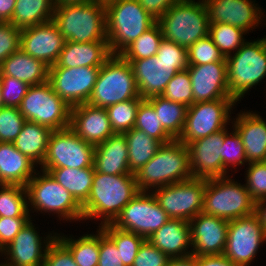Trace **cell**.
I'll list each match as a JSON object with an SVG mask.
<instances>
[{
	"label": "cell",
	"mask_w": 266,
	"mask_h": 266,
	"mask_svg": "<svg viewBox=\"0 0 266 266\" xmlns=\"http://www.w3.org/2000/svg\"><path fill=\"white\" fill-rule=\"evenodd\" d=\"M168 220V214L161 208L152 192H139L111 224L147 239Z\"/></svg>",
	"instance_id": "cell-15"
},
{
	"label": "cell",
	"mask_w": 266,
	"mask_h": 266,
	"mask_svg": "<svg viewBox=\"0 0 266 266\" xmlns=\"http://www.w3.org/2000/svg\"><path fill=\"white\" fill-rule=\"evenodd\" d=\"M98 266H124L115 243L100 227Z\"/></svg>",
	"instance_id": "cell-52"
},
{
	"label": "cell",
	"mask_w": 266,
	"mask_h": 266,
	"mask_svg": "<svg viewBox=\"0 0 266 266\" xmlns=\"http://www.w3.org/2000/svg\"><path fill=\"white\" fill-rule=\"evenodd\" d=\"M3 185H5V184L0 179V187L3 186Z\"/></svg>",
	"instance_id": "cell-62"
},
{
	"label": "cell",
	"mask_w": 266,
	"mask_h": 266,
	"mask_svg": "<svg viewBox=\"0 0 266 266\" xmlns=\"http://www.w3.org/2000/svg\"><path fill=\"white\" fill-rule=\"evenodd\" d=\"M225 128V138L222 148L221 160L224 169L229 173L231 168L248 164L245 157V149L241 137L233 128ZM230 132V133H229ZM231 167V168H229ZM229 168V169H228Z\"/></svg>",
	"instance_id": "cell-43"
},
{
	"label": "cell",
	"mask_w": 266,
	"mask_h": 266,
	"mask_svg": "<svg viewBox=\"0 0 266 266\" xmlns=\"http://www.w3.org/2000/svg\"><path fill=\"white\" fill-rule=\"evenodd\" d=\"M228 91L238 101L266 78V36L246 41L226 58Z\"/></svg>",
	"instance_id": "cell-6"
},
{
	"label": "cell",
	"mask_w": 266,
	"mask_h": 266,
	"mask_svg": "<svg viewBox=\"0 0 266 266\" xmlns=\"http://www.w3.org/2000/svg\"><path fill=\"white\" fill-rule=\"evenodd\" d=\"M0 217H32L25 186L5 184L0 187Z\"/></svg>",
	"instance_id": "cell-40"
},
{
	"label": "cell",
	"mask_w": 266,
	"mask_h": 266,
	"mask_svg": "<svg viewBox=\"0 0 266 266\" xmlns=\"http://www.w3.org/2000/svg\"><path fill=\"white\" fill-rule=\"evenodd\" d=\"M147 101L154 107L164 130L173 139H178L184 128L188 107L162 96H155Z\"/></svg>",
	"instance_id": "cell-35"
},
{
	"label": "cell",
	"mask_w": 266,
	"mask_h": 266,
	"mask_svg": "<svg viewBox=\"0 0 266 266\" xmlns=\"http://www.w3.org/2000/svg\"><path fill=\"white\" fill-rule=\"evenodd\" d=\"M97 233L83 234L77 239L72 235L57 233L56 237L70 250L78 266H98L99 260V227ZM61 234V235H60Z\"/></svg>",
	"instance_id": "cell-36"
},
{
	"label": "cell",
	"mask_w": 266,
	"mask_h": 266,
	"mask_svg": "<svg viewBox=\"0 0 266 266\" xmlns=\"http://www.w3.org/2000/svg\"><path fill=\"white\" fill-rule=\"evenodd\" d=\"M134 175L140 192H151L162 186L191 179L187 145L177 139L163 144Z\"/></svg>",
	"instance_id": "cell-2"
},
{
	"label": "cell",
	"mask_w": 266,
	"mask_h": 266,
	"mask_svg": "<svg viewBox=\"0 0 266 266\" xmlns=\"http://www.w3.org/2000/svg\"><path fill=\"white\" fill-rule=\"evenodd\" d=\"M53 21L66 41L108 42L106 9L102 4L57 5L54 7Z\"/></svg>",
	"instance_id": "cell-3"
},
{
	"label": "cell",
	"mask_w": 266,
	"mask_h": 266,
	"mask_svg": "<svg viewBox=\"0 0 266 266\" xmlns=\"http://www.w3.org/2000/svg\"><path fill=\"white\" fill-rule=\"evenodd\" d=\"M16 0H0V22H10Z\"/></svg>",
	"instance_id": "cell-57"
},
{
	"label": "cell",
	"mask_w": 266,
	"mask_h": 266,
	"mask_svg": "<svg viewBox=\"0 0 266 266\" xmlns=\"http://www.w3.org/2000/svg\"><path fill=\"white\" fill-rule=\"evenodd\" d=\"M53 0H16L10 23L20 29L53 20Z\"/></svg>",
	"instance_id": "cell-33"
},
{
	"label": "cell",
	"mask_w": 266,
	"mask_h": 266,
	"mask_svg": "<svg viewBox=\"0 0 266 266\" xmlns=\"http://www.w3.org/2000/svg\"><path fill=\"white\" fill-rule=\"evenodd\" d=\"M147 240L169 258H183L192 255L189 221L170 219Z\"/></svg>",
	"instance_id": "cell-26"
},
{
	"label": "cell",
	"mask_w": 266,
	"mask_h": 266,
	"mask_svg": "<svg viewBox=\"0 0 266 266\" xmlns=\"http://www.w3.org/2000/svg\"><path fill=\"white\" fill-rule=\"evenodd\" d=\"M128 154V144L124 133H114L95 146V170L112 175H134L129 170Z\"/></svg>",
	"instance_id": "cell-27"
},
{
	"label": "cell",
	"mask_w": 266,
	"mask_h": 266,
	"mask_svg": "<svg viewBox=\"0 0 266 266\" xmlns=\"http://www.w3.org/2000/svg\"><path fill=\"white\" fill-rule=\"evenodd\" d=\"M25 122L17 107L0 108V142L13 143Z\"/></svg>",
	"instance_id": "cell-46"
},
{
	"label": "cell",
	"mask_w": 266,
	"mask_h": 266,
	"mask_svg": "<svg viewBox=\"0 0 266 266\" xmlns=\"http://www.w3.org/2000/svg\"><path fill=\"white\" fill-rule=\"evenodd\" d=\"M36 166L13 143L0 142V179L4 184L26 186L38 170Z\"/></svg>",
	"instance_id": "cell-29"
},
{
	"label": "cell",
	"mask_w": 266,
	"mask_h": 266,
	"mask_svg": "<svg viewBox=\"0 0 266 266\" xmlns=\"http://www.w3.org/2000/svg\"><path fill=\"white\" fill-rule=\"evenodd\" d=\"M143 99H130L106 107L114 133H124L134 128L137 110Z\"/></svg>",
	"instance_id": "cell-42"
},
{
	"label": "cell",
	"mask_w": 266,
	"mask_h": 266,
	"mask_svg": "<svg viewBox=\"0 0 266 266\" xmlns=\"http://www.w3.org/2000/svg\"><path fill=\"white\" fill-rule=\"evenodd\" d=\"M47 172H49L62 187L68 190L80 205L88 199L95 174L94 166L81 169L52 168Z\"/></svg>",
	"instance_id": "cell-32"
},
{
	"label": "cell",
	"mask_w": 266,
	"mask_h": 266,
	"mask_svg": "<svg viewBox=\"0 0 266 266\" xmlns=\"http://www.w3.org/2000/svg\"><path fill=\"white\" fill-rule=\"evenodd\" d=\"M139 5L156 21L181 0H137Z\"/></svg>",
	"instance_id": "cell-55"
},
{
	"label": "cell",
	"mask_w": 266,
	"mask_h": 266,
	"mask_svg": "<svg viewBox=\"0 0 266 266\" xmlns=\"http://www.w3.org/2000/svg\"><path fill=\"white\" fill-rule=\"evenodd\" d=\"M205 186V179L191 178L151 192L170 219L190 221L202 212Z\"/></svg>",
	"instance_id": "cell-13"
},
{
	"label": "cell",
	"mask_w": 266,
	"mask_h": 266,
	"mask_svg": "<svg viewBox=\"0 0 266 266\" xmlns=\"http://www.w3.org/2000/svg\"><path fill=\"white\" fill-rule=\"evenodd\" d=\"M124 135L128 144L129 170L134 174L153 158L163 144L136 128L124 132Z\"/></svg>",
	"instance_id": "cell-34"
},
{
	"label": "cell",
	"mask_w": 266,
	"mask_h": 266,
	"mask_svg": "<svg viewBox=\"0 0 266 266\" xmlns=\"http://www.w3.org/2000/svg\"><path fill=\"white\" fill-rule=\"evenodd\" d=\"M100 67H49L48 82L70 107L87 103Z\"/></svg>",
	"instance_id": "cell-16"
},
{
	"label": "cell",
	"mask_w": 266,
	"mask_h": 266,
	"mask_svg": "<svg viewBox=\"0 0 266 266\" xmlns=\"http://www.w3.org/2000/svg\"><path fill=\"white\" fill-rule=\"evenodd\" d=\"M135 175H112L97 172L88 199L81 205L83 220L110 224L121 210L139 193Z\"/></svg>",
	"instance_id": "cell-1"
},
{
	"label": "cell",
	"mask_w": 266,
	"mask_h": 266,
	"mask_svg": "<svg viewBox=\"0 0 266 266\" xmlns=\"http://www.w3.org/2000/svg\"><path fill=\"white\" fill-rule=\"evenodd\" d=\"M99 227L115 243L124 266H132L140 246L146 239L133 232L114 227L111 223Z\"/></svg>",
	"instance_id": "cell-37"
},
{
	"label": "cell",
	"mask_w": 266,
	"mask_h": 266,
	"mask_svg": "<svg viewBox=\"0 0 266 266\" xmlns=\"http://www.w3.org/2000/svg\"><path fill=\"white\" fill-rule=\"evenodd\" d=\"M32 221L34 220L30 219L13 241L0 252V256L5 257L4 262H0L2 266H42L47 248L57 233L53 230L42 237Z\"/></svg>",
	"instance_id": "cell-17"
},
{
	"label": "cell",
	"mask_w": 266,
	"mask_h": 266,
	"mask_svg": "<svg viewBox=\"0 0 266 266\" xmlns=\"http://www.w3.org/2000/svg\"><path fill=\"white\" fill-rule=\"evenodd\" d=\"M111 55L108 42L66 41L57 62L51 67H101Z\"/></svg>",
	"instance_id": "cell-28"
},
{
	"label": "cell",
	"mask_w": 266,
	"mask_h": 266,
	"mask_svg": "<svg viewBox=\"0 0 266 266\" xmlns=\"http://www.w3.org/2000/svg\"><path fill=\"white\" fill-rule=\"evenodd\" d=\"M51 132L52 130L45 126L26 121L13 144L17 150L40 167L46 156Z\"/></svg>",
	"instance_id": "cell-31"
},
{
	"label": "cell",
	"mask_w": 266,
	"mask_h": 266,
	"mask_svg": "<svg viewBox=\"0 0 266 266\" xmlns=\"http://www.w3.org/2000/svg\"><path fill=\"white\" fill-rule=\"evenodd\" d=\"M193 89V103L233 99L228 91L226 61L188 65Z\"/></svg>",
	"instance_id": "cell-22"
},
{
	"label": "cell",
	"mask_w": 266,
	"mask_h": 266,
	"mask_svg": "<svg viewBox=\"0 0 266 266\" xmlns=\"http://www.w3.org/2000/svg\"><path fill=\"white\" fill-rule=\"evenodd\" d=\"M169 259L146 239L140 246L132 266H167Z\"/></svg>",
	"instance_id": "cell-51"
},
{
	"label": "cell",
	"mask_w": 266,
	"mask_h": 266,
	"mask_svg": "<svg viewBox=\"0 0 266 266\" xmlns=\"http://www.w3.org/2000/svg\"><path fill=\"white\" fill-rule=\"evenodd\" d=\"M106 34L111 54H120L157 21L137 0H116L105 6Z\"/></svg>",
	"instance_id": "cell-7"
},
{
	"label": "cell",
	"mask_w": 266,
	"mask_h": 266,
	"mask_svg": "<svg viewBox=\"0 0 266 266\" xmlns=\"http://www.w3.org/2000/svg\"><path fill=\"white\" fill-rule=\"evenodd\" d=\"M156 57L166 62L188 63L187 48L165 38L161 41Z\"/></svg>",
	"instance_id": "cell-54"
},
{
	"label": "cell",
	"mask_w": 266,
	"mask_h": 266,
	"mask_svg": "<svg viewBox=\"0 0 266 266\" xmlns=\"http://www.w3.org/2000/svg\"><path fill=\"white\" fill-rule=\"evenodd\" d=\"M167 266H196L195 256L183 258H170Z\"/></svg>",
	"instance_id": "cell-58"
},
{
	"label": "cell",
	"mask_w": 266,
	"mask_h": 266,
	"mask_svg": "<svg viewBox=\"0 0 266 266\" xmlns=\"http://www.w3.org/2000/svg\"><path fill=\"white\" fill-rule=\"evenodd\" d=\"M0 87L4 107L18 108L30 85L14 77L0 76Z\"/></svg>",
	"instance_id": "cell-48"
},
{
	"label": "cell",
	"mask_w": 266,
	"mask_h": 266,
	"mask_svg": "<svg viewBox=\"0 0 266 266\" xmlns=\"http://www.w3.org/2000/svg\"><path fill=\"white\" fill-rule=\"evenodd\" d=\"M4 107V103L2 100V94H1V87H0V108Z\"/></svg>",
	"instance_id": "cell-61"
},
{
	"label": "cell",
	"mask_w": 266,
	"mask_h": 266,
	"mask_svg": "<svg viewBox=\"0 0 266 266\" xmlns=\"http://www.w3.org/2000/svg\"><path fill=\"white\" fill-rule=\"evenodd\" d=\"M65 42L53 20L21 30L20 49L49 67L57 62Z\"/></svg>",
	"instance_id": "cell-20"
},
{
	"label": "cell",
	"mask_w": 266,
	"mask_h": 266,
	"mask_svg": "<svg viewBox=\"0 0 266 266\" xmlns=\"http://www.w3.org/2000/svg\"><path fill=\"white\" fill-rule=\"evenodd\" d=\"M163 38L161 28L156 22L127 46L120 55L125 60H139L155 56Z\"/></svg>",
	"instance_id": "cell-39"
},
{
	"label": "cell",
	"mask_w": 266,
	"mask_h": 266,
	"mask_svg": "<svg viewBox=\"0 0 266 266\" xmlns=\"http://www.w3.org/2000/svg\"><path fill=\"white\" fill-rule=\"evenodd\" d=\"M21 30L10 22H0V67L7 57L20 49Z\"/></svg>",
	"instance_id": "cell-49"
},
{
	"label": "cell",
	"mask_w": 266,
	"mask_h": 266,
	"mask_svg": "<svg viewBox=\"0 0 266 266\" xmlns=\"http://www.w3.org/2000/svg\"><path fill=\"white\" fill-rule=\"evenodd\" d=\"M188 65H202L219 61H226L220 49L208 35L197 40L187 49Z\"/></svg>",
	"instance_id": "cell-45"
},
{
	"label": "cell",
	"mask_w": 266,
	"mask_h": 266,
	"mask_svg": "<svg viewBox=\"0 0 266 266\" xmlns=\"http://www.w3.org/2000/svg\"><path fill=\"white\" fill-rule=\"evenodd\" d=\"M255 213L260 218V222L266 232V198L256 203Z\"/></svg>",
	"instance_id": "cell-59"
},
{
	"label": "cell",
	"mask_w": 266,
	"mask_h": 266,
	"mask_svg": "<svg viewBox=\"0 0 266 266\" xmlns=\"http://www.w3.org/2000/svg\"><path fill=\"white\" fill-rule=\"evenodd\" d=\"M70 128L94 146L114 134L106 109L88 103L71 107Z\"/></svg>",
	"instance_id": "cell-24"
},
{
	"label": "cell",
	"mask_w": 266,
	"mask_h": 266,
	"mask_svg": "<svg viewBox=\"0 0 266 266\" xmlns=\"http://www.w3.org/2000/svg\"><path fill=\"white\" fill-rule=\"evenodd\" d=\"M91 2V0H53L55 6L57 5H71V4H82Z\"/></svg>",
	"instance_id": "cell-60"
},
{
	"label": "cell",
	"mask_w": 266,
	"mask_h": 266,
	"mask_svg": "<svg viewBox=\"0 0 266 266\" xmlns=\"http://www.w3.org/2000/svg\"><path fill=\"white\" fill-rule=\"evenodd\" d=\"M189 222L193 256L224 253L229 221L201 212Z\"/></svg>",
	"instance_id": "cell-23"
},
{
	"label": "cell",
	"mask_w": 266,
	"mask_h": 266,
	"mask_svg": "<svg viewBox=\"0 0 266 266\" xmlns=\"http://www.w3.org/2000/svg\"><path fill=\"white\" fill-rule=\"evenodd\" d=\"M18 109L26 121L52 131L70 127L71 107L54 92L48 81L30 86Z\"/></svg>",
	"instance_id": "cell-10"
},
{
	"label": "cell",
	"mask_w": 266,
	"mask_h": 266,
	"mask_svg": "<svg viewBox=\"0 0 266 266\" xmlns=\"http://www.w3.org/2000/svg\"><path fill=\"white\" fill-rule=\"evenodd\" d=\"M140 97L132 67L120 54H112L100 67L88 104L106 108Z\"/></svg>",
	"instance_id": "cell-8"
},
{
	"label": "cell",
	"mask_w": 266,
	"mask_h": 266,
	"mask_svg": "<svg viewBox=\"0 0 266 266\" xmlns=\"http://www.w3.org/2000/svg\"><path fill=\"white\" fill-rule=\"evenodd\" d=\"M95 146L80 138L70 127L52 131L40 168H86L94 166Z\"/></svg>",
	"instance_id": "cell-12"
},
{
	"label": "cell",
	"mask_w": 266,
	"mask_h": 266,
	"mask_svg": "<svg viewBox=\"0 0 266 266\" xmlns=\"http://www.w3.org/2000/svg\"><path fill=\"white\" fill-rule=\"evenodd\" d=\"M236 104L234 99L193 103L187 108L184 128L177 140L187 145L228 127Z\"/></svg>",
	"instance_id": "cell-11"
},
{
	"label": "cell",
	"mask_w": 266,
	"mask_h": 266,
	"mask_svg": "<svg viewBox=\"0 0 266 266\" xmlns=\"http://www.w3.org/2000/svg\"><path fill=\"white\" fill-rule=\"evenodd\" d=\"M126 61L132 67L137 88L143 100L161 96L171 78L178 71H183L188 67V63L161 61L156 55Z\"/></svg>",
	"instance_id": "cell-18"
},
{
	"label": "cell",
	"mask_w": 266,
	"mask_h": 266,
	"mask_svg": "<svg viewBox=\"0 0 266 266\" xmlns=\"http://www.w3.org/2000/svg\"><path fill=\"white\" fill-rule=\"evenodd\" d=\"M31 217H0V252L10 244Z\"/></svg>",
	"instance_id": "cell-53"
},
{
	"label": "cell",
	"mask_w": 266,
	"mask_h": 266,
	"mask_svg": "<svg viewBox=\"0 0 266 266\" xmlns=\"http://www.w3.org/2000/svg\"><path fill=\"white\" fill-rule=\"evenodd\" d=\"M247 32L227 23H210L209 36L225 58L240 49L246 42Z\"/></svg>",
	"instance_id": "cell-38"
},
{
	"label": "cell",
	"mask_w": 266,
	"mask_h": 266,
	"mask_svg": "<svg viewBox=\"0 0 266 266\" xmlns=\"http://www.w3.org/2000/svg\"><path fill=\"white\" fill-rule=\"evenodd\" d=\"M231 176L206 180L202 213L227 221L255 213L256 203L247 190Z\"/></svg>",
	"instance_id": "cell-9"
},
{
	"label": "cell",
	"mask_w": 266,
	"mask_h": 266,
	"mask_svg": "<svg viewBox=\"0 0 266 266\" xmlns=\"http://www.w3.org/2000/svg\"><path fill=\"white\" fill-rule=\"evenodd\" d=\"M246 165L248 167L245 174V186L252 200L257 203L266 198V163L262 161Z\"/></svg>",
	"instance_id": "cell-47"
},
{
	"label": "cell",
	"mask_w": 266,
	"mask_h": 266,
	"mask_svg": "<svg viewBox=\"0 0 266 266\" xmlns=\"http://www.w3.org/2000/svg\"><path fill=\"white\" fill-rule=\"evenodd\" d=\"M42 266H78L70 250L56 237L48 246Z\"/></svg>",
	"instance_id": "cell-50"
},
{
	"label": "cell",
	"mask_w": 266,
	"mask_h": 266,
	"mask_svg": "<svg viewBox=\"0 0 266 266\" xmlns=\"http://www.w3.org/2000/svg\"><path fill=\"white\" fill-rule=\"evenodd\" d=\"M48 75V65L26 54L21 49L7 57L0 67V76L14 77L30 86L46 83Z\"/></svg>",
	"instance_id": "cell-30"
},
{
	"label": "cell",
	"mask_w": 266,
	"mask_h": 266,
	"mask_svg": "<svg viewBox=\"0 0 266 266\" xmlns=\"http://www.w3.org/2000/svg\"><path fill=\"white\" fill-rule=\"evenodd\" d=\"M266 242V232L256 213L229 221L223 255L238 266H250L260 246Z\"/></svg>",
	"instance_id": "cell-14"
},
{
	"label": "cell",
	"mask_w": 266,
	"mask_h": 266,
	"mask_svg": "<svg viewBox=\"0 0 266 266\" xmlns=\"http://www.w3.org/2000/svg\"><path fill=\"white\" fill-rule=\"evenodd\" d=\"M256 0H204L210 23H227L249 34L266 17ZM264 18V19H263Z\"/></svg>",
	"instance_id": "cell-21"
},
{
	"label": "cell",
	"mask_w": 266,
	"mask_h": 266,
	"mask_svg": "<svg viewBox=\"0 0 266 266\" xmlns=\"http://www.w3.org/2000/svg\"><path fill=\"white\" fill-rule=\"evenodd\" d=\"M195 262L196 266H238L223 254L195 256Z\"/></svg>",
	"instance_id": "cell-56"
},
{
	"label": "cell",
	"mask_w": 266,
	"mask_h": 266,
	"mask_svg": "<svg viewBox=\"0 0 266 266\" xmlns=\"http://www.w3.org/2000/svg\"><path fill=\"white\" fill-rule=\"evenodd\" d=\"M25 188L29 213H34V211L38 213L39 211L40 213L55 214L60 221H83L82 206L49 172L42 169L37 170Z\"/></svg>",
	"instance_id": "cell-4"
},
{
	"label": "cell",
	"mask_w": 266,
	"mask_h": 266,
	"mask_svg": "<svg viewBox=\"0 0 266 266\" xmlns=\"http://www.w3.org/2000/svg\"><path fill=\"white\" fill-rule=\"evenodd\" d=\"M161 96L187 107L191 106L193 89L188 70L178 71L168 82Z\"/></svg>",
	"instance_id": "cell-44"
},
{
	"label": "cell",
	"mask_w": 266,
	"mask_h": 266,
	"mask_svg": "<svg viewBox=\"0 0 266 266\" xmlns=\"http://www.w3.org/2000/svg\"><path fill=\"white\" fill-rule=\"evenodd\" d=\"M234 128L245 149L248 164L266 159V121L256 111H240L232 118Z\"/></svg>",
	"instance_id": "cell-25"
},
{
	"label": "cell",
	"mask_w": 266,
	"mask_h": 266,
	"mask_svg": "<svg viewBox=\"0 0 266 266\" xmlns=\"http://www.w3.org/2000/svg\"><path fill=\"white\" fill-rule=\"evenodd\" d=\"M157 23L166 40L187 49L209 35L210 22L204 0H181L167 10Z\"/></svg>",
	"instance_id": "cell-5"
},
{
	"label": "cell",
	"mask_w": 266,
	"mask_h": 266,
	"mask_svg": "<svg viewBox=\"0 0 266 266\" xmlns=\"http://www.w3.org/2000/svg\"><path fill=\"white\" fill-rule=\"evenodd\" d=\"M224 138L225 128L187 144L192 178L208 180L230 176L221 160Z\"/></svg>",
	"instance_id": "cell-19"
},
{
	"label": "cell",
	"mask_w": 266,
	"mask_h": 266,
	"mask_svg": "<svg viewBox=\"0 0 266 266\" xmlns=\"http://www.w3.org/2000/svg\"><path fill=\"white\" fill-rule=\"evenodd\" d=\"M134 128L143 131L148 136L167 144L174 139L164 130L154 107L143 100L138 107Z\"/></svg>",
	"instance_id": "cell-41"
}]
</instances>
